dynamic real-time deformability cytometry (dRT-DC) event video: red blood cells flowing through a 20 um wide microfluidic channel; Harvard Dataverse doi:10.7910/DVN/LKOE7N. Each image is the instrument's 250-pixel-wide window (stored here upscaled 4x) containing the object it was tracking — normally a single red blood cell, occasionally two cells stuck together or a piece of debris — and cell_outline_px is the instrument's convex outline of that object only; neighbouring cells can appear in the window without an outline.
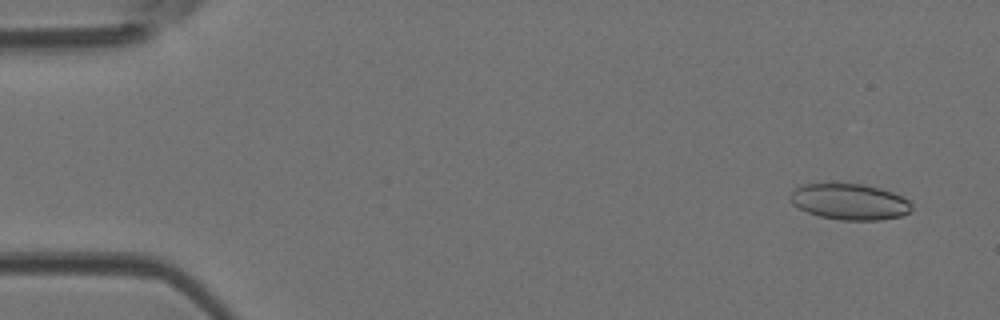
{"species": "Egyptian fruit bat (a non-hibernating species)", "species_latin": "Rousettus aegyptiacus", "temperature_condition": "room temperature", "stored_images_in_passage": 5, "camera_frame_rate_fps": 3000, "um_per_image_px": 0.085, "animal": {"sex": "female"}, "frame": {"image": 1, "passage_image": 1, "time_ms": 0.0, "image_size_px": [1000, 320], "cell_outline_px": [[912, 212], [900, 216], [880, 220], [840, 220], [820, 216], [808, 212], [792, 204], [788, 196], [800, 184], [864, 184], [880, 188], [892, 192], [908, 200], [912, 204]], "centroid_in_image_um": [72.23, 17.15], "position_along_channel_um": 12.8, "area_um2": 25.49}}
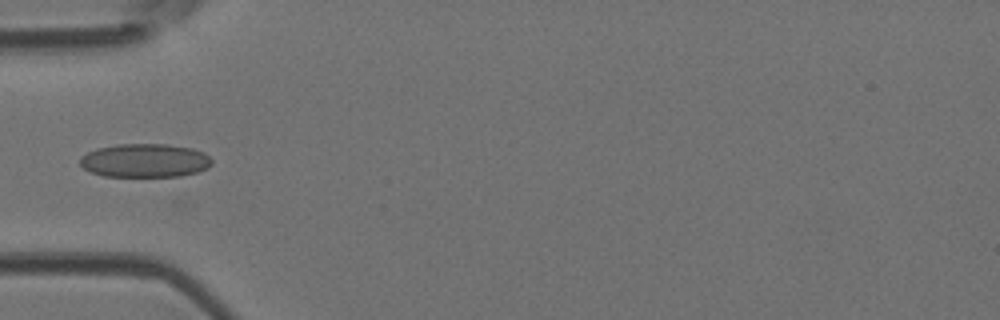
{"frame": {"image": 2, "passage_image": 5, "time_ms": 1.333, "image_size_px": [1000, 320], "cell_outline_px": [[212, 164], [208, 168], [196, 172], [180, 176], [104, 176], [92, 172], [84, 168], [80, 164], [80, 156], [96, 148], [116, 144], [168, 144], [192, 148], [204, 152], [212, 160]], "centroid_in_image_um": [12.32, 13.63], "position_along_channel_um": 72.7, "area_um2": 25.89}}